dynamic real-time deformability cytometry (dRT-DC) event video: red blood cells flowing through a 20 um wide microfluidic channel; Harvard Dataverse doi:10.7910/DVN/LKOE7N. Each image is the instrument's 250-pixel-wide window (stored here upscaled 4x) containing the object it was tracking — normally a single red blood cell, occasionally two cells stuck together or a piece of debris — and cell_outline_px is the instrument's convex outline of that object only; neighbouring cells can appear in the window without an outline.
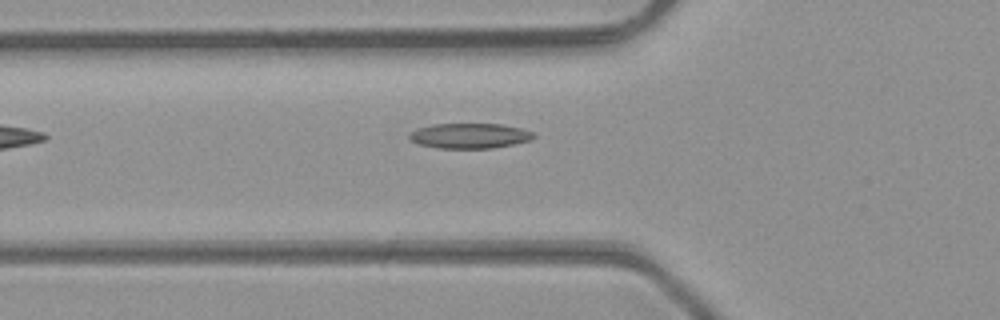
{"species": "common noctule bat (a hibernating species)", "species_latin": "Nyctalus noctula", "temperature_condition": "room temperature", "stored_images_in_passage": 8, "camera_frame_rate_fps": 3000, "um_per_image_px": 0.085, "animal": {"sex": "male", "body_mass_g": 23.1, "forearm_length_mm": 52.7}, "frame": {"image": 1, "passage_image": 2, "time_ms": 0.333, "image_size_px": [1000, 320], "cell_outline_px": [[536, 136], [532, 140], [492, 148], [436, 148], [420, 144], [408, 140], [408, 136], [416, 128], [432, 124], [500, 124], [520, 128], [532, 132]], "centroid_in_image_um": [39.89, 11.54], "position_along_channel_um": 85.9, "area_um2": 18.21}}